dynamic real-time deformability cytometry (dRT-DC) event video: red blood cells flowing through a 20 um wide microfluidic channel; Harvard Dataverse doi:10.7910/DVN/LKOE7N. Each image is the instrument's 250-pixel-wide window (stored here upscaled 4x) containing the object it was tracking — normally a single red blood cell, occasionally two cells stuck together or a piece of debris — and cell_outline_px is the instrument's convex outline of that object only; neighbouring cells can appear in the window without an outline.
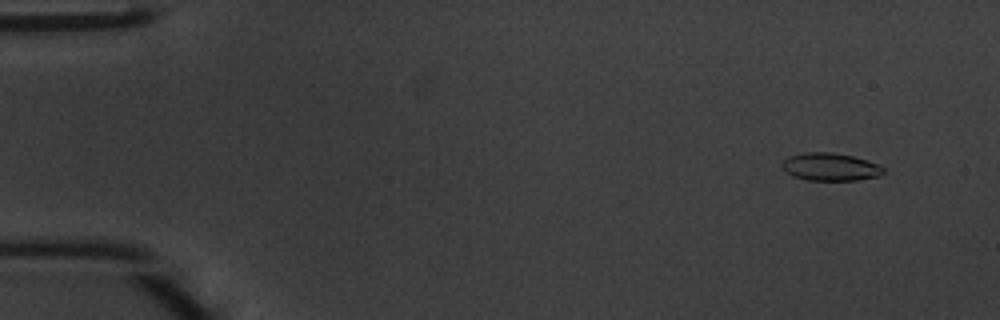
{"species": "common noctule bat (a hibernating species)", "species_latin": "Nyctalus noctula", "temperature_condition": "warm", "stored_images_in_passage": 46, "camera_frame_rate_fps": 3000, "um_per_image_px": 0.085, "animal": {"sex": "male", "body_mass_g": 20.1, "forearm_length_mm": 53.5}, "frame": {"image": 1, "passage_image": 4, "time_ms": 1.0, "image_size_px": [1000, 320], "cell_outline_px": [[884, 172], [880, 176], [856, 180], [808, 180], [792, 176], [784, 172], [780, 164], [788, 156], [804, 152], [832, 152], [852, 156], [868, 160], [884, 168]], "centroid_in_image_um": [70.53, 14.18], "position_along_channel_um": 14.5, "area_um2": 16.53}}
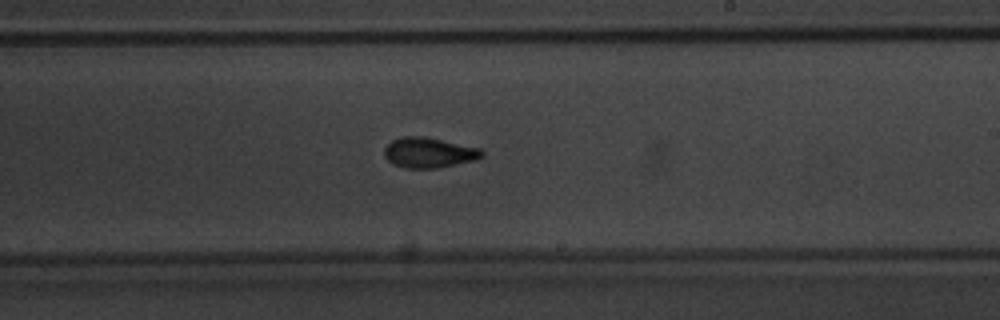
{"frame": {"image": 2, "passage_image": 29, "time_ms": 9.333, "image_size_px": [1000, 320], "cell_outline_px": [[484, 156], [476, 160], [436, 168], [404, 168], [392, 164], [384, 156], [384, 148], [392, 140], [400, 136], [424, 136], [480, 148], [484, 152]], "centroid_in_image_um": [36.44, 12.97], "position_along_channel_um": 252.6, "area_um2": 17.34}}
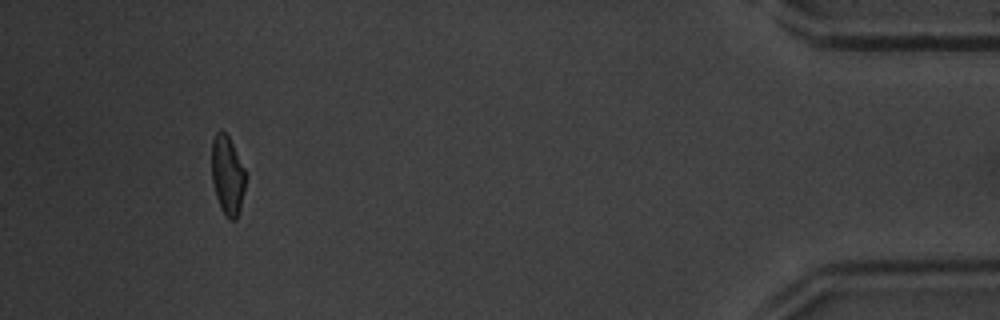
{"frame": {"image": 3, "passage_image": 45, "time_ms": 14.667, "image_size_px": [1000, 320], "cell_outline_px": [[248, 176], [240, 212], [236, 220], [228, 220], [220, 208], [216, 196], [212, 180], [212, 140], [216, 132], [220, 128], [228, 136]], "centroid_in_image_um": [19.36, 14.95], "position_along_channel_um": 415.8, "area_um2": 15.95}}